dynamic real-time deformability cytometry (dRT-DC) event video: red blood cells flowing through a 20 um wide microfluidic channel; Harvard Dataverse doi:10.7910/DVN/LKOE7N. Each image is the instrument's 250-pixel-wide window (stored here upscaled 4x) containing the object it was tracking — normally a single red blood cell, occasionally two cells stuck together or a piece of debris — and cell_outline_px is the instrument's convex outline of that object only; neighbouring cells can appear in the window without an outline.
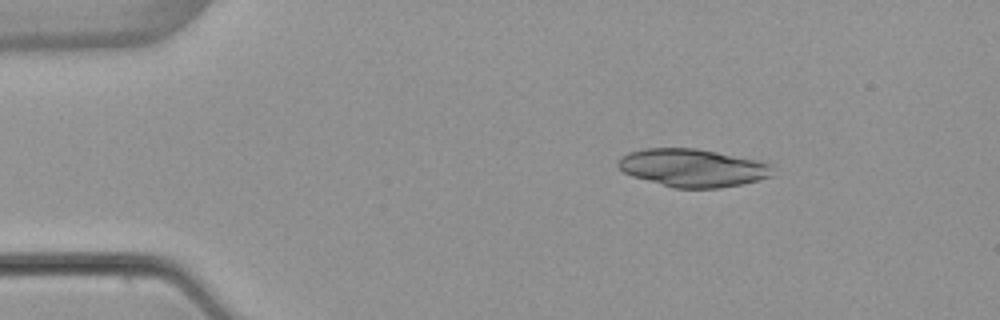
{"species": "common noctule bat (a hibernating species)", "species_latin": "Nyctalus noctula", "temperature_condition": "warm", "stored_images_in_passage": 2, "camera_frame_rate_fps": 3000, "um_per_image_px": 0.085, "animal": {"sex": "female", "body_mass_g": 22.7, "forearm_length_mm": 54.2}, "frame": {"image": 1, "passage_image": 1, "time_ms": 0.0, "image_size_px": [1000, 320], "cell_outline_px": [[772, 176], [760, 180], [720, 188], [672, 188], [632, 176], [624, 172], [616, 164], [624, 156], [632, 152], [644, 148], [696, 148], [756, 160], [772, 164]], "centroid_in_image_um": [58.89, 14.28], "position_along_channel_um": 26.1, "area_um2": 33.93}}